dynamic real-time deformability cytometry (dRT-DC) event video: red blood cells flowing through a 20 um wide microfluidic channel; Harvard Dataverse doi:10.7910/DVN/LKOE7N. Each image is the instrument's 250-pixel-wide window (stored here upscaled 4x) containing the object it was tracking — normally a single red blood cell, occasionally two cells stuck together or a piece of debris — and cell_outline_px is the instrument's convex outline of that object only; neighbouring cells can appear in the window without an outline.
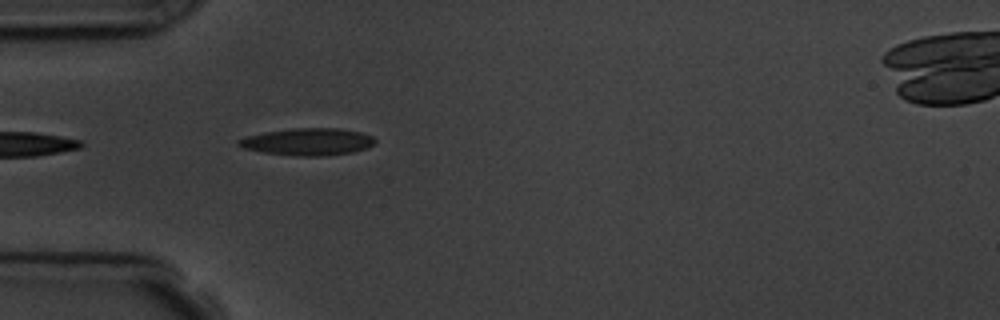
{"species": "common noctule bat (a hibernating species)", "species_latin": "Nyctalus noctula", "temperature_condition": "room temperature", "stored_images_in_passage": 2, "camera_frame_rate_fps": 3000, "um_per_image_px": 0.085, "animal": {"sex": "male", "body_mass_g": 19.5, "forearm_length_mm": 54.6}, "frame": {"image": 1, "passage_image": 1, "time_ms": 0.0, "image_size_px": [1000, 320], "cell_outline_px": [[376, 140], [368, 148], [352, 152], [324, 156], [296, 156], [264, 152], [244, 148], [236, 144], [236, 140], [248, 136], [264, 132], [292, 128], [340, 128], [360, 132], [372, 136]], "centroid_in_image_um": [26.16, 12.05], "position_along_channel_um": 58.8, "area_um2": 21.56}}